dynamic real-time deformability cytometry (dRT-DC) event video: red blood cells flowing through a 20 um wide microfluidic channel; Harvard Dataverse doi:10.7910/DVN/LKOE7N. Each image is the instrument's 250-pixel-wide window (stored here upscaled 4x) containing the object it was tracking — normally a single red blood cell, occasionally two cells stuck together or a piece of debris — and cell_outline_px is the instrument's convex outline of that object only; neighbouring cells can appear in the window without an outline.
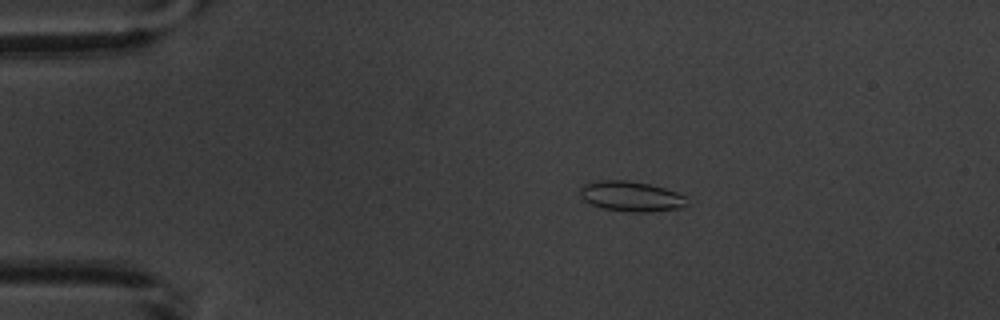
{"species": "common noctule bat (a hibernating species)", "species_latin": "Nyctalus noctula", "temperature_condition": "warm", "stored_images_in_passage": 6, "camera_frame_rate_fps": 3000, "um_per_image_px": 0.085, "animal": {"sex": "male", "body_mass_g": 20.1, "forearm_length_mm": 53.5}, "frame": {"image": 1, "passage_image": 3, "time_ms": 3.333, "image_size_px": [1000, 320], "cell_outline_px": [[684, 204], [680, 208], [652, 212], [632, 212], [604, 208], [592, 204], [584, 200], [580, 196], [580, 188], [584, 184], [596, 180], [628, 180], [648, 184], [664, 188], [676, 192], [684, 196]], "centroid_in_image_um": [53.59, 16.68], "position_along_channel_um": 31.4, "area_um2": 18.55}}
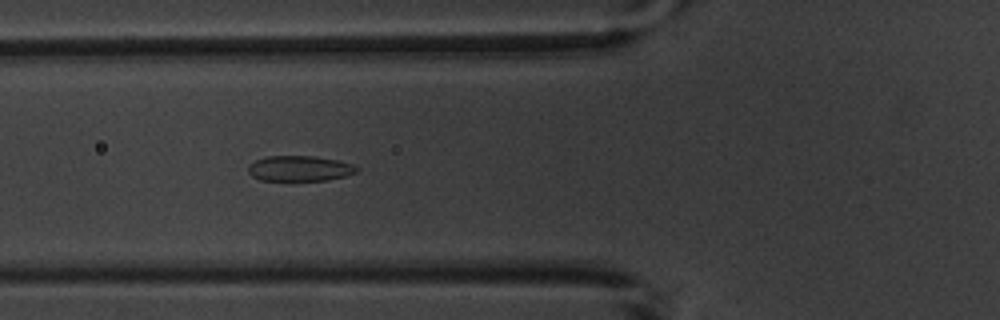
{"frame": {"image": 2, "passage_image": 5, "time_ms": 6.667, "image_size_px": [1000, 320], "cell_outline_px": [[360, 168], [356, 172], [344, 176], [328, 180], [260, 180], [252, 176], [248, 172], [248, 164], [264, 156], [316, 156], [340, 160], [352, 164]], "centroid_in_image_um": [25.46, 14.31], "position_along_channel_um": 100.3, "area_um2": 16.18}}
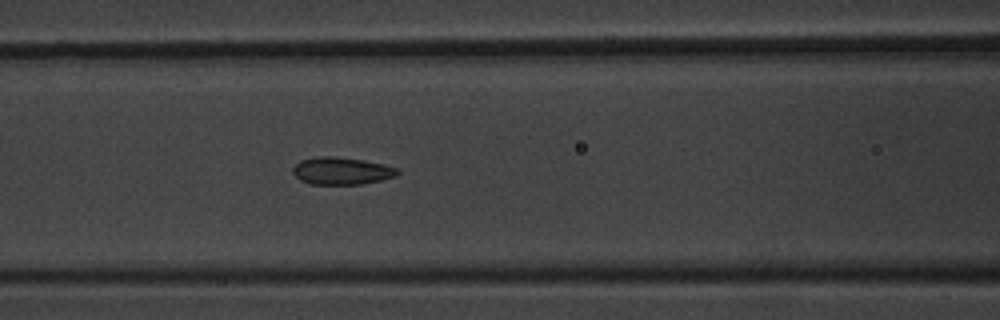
{"frame": {"image": 3, "passage_image": 6, "time_ms": 7.667, "image_size_px": [1000, 320], "cell_outline_px": [[400, 172], [396, 176], [380, 180], [360, 184], [308, 184], [300, 180], [292, 172], [292, 168], [300, 160], [320, 156], [332, 156], [364, 160], [384, 164], [396, 168]], "centroid_in_image_um": [29.01, 14.52], "position_along_channel_um": 137.6, "area_um2": 16.65}}